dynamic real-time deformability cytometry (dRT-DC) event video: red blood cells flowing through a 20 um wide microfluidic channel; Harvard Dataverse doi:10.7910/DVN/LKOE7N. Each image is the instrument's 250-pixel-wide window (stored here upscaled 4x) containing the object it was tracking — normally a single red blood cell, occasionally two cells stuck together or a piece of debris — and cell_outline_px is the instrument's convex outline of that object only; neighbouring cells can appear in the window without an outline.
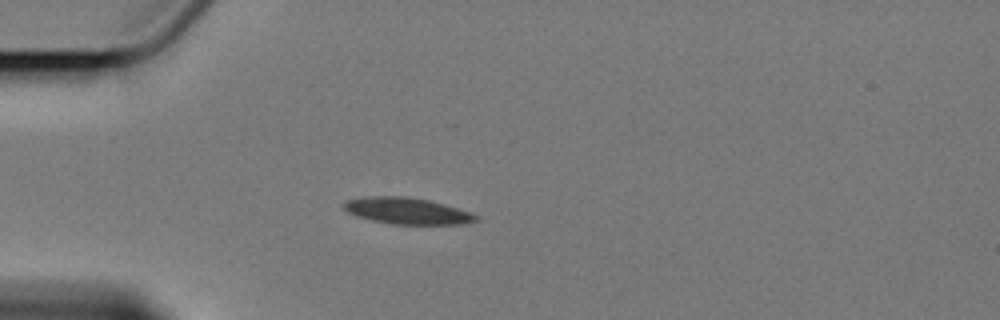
{"species": "Egyptian fruit bat (a non-hibernating species)", "species_latin": "Rousettus aegyptiacus", "temperature_condition": "cold", "stored_images_in_passage": 3, "camera_frame_rate_fps": 3000, "um_per_image_px": 0.085, "animal": {"sex": "female"}, "frame": {"image": 1, "passage_image": 3, "time_ms": 2.333, "image_size_px": [1000, 320], "cell_outline_px": [[480, 220], [464, 224], [392, 224], [372, 220], [356, 216], [348, 212], [344, 208], [344, 200], [364, 196], [404, 196], [428, 200], [444, 204], [472, 212], [480, 216]], "centroid_in_image_um": [34.63, 17.92], "position_along_channel_um": 50.4, "area_um2": 20.52}}